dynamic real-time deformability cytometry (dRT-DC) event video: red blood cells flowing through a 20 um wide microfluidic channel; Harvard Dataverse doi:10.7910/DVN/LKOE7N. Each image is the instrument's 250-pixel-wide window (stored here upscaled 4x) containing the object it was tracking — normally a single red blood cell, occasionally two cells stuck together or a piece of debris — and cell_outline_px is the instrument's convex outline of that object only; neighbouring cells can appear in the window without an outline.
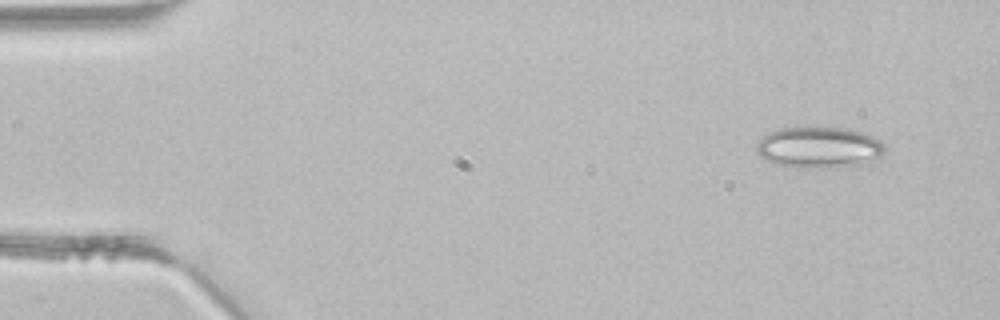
{"species": "common noctule bat (a hibernating species)", "species_latin": "Nyctalus noctula", "temperature_condition": "room temperature", "stored_images_in_passage": 3, "camera_frame_rate_fps": 3000, "um_per_image_px": 0.085, "animal": {"sex": "male", "body_mass_g": 21.5, "forearm_length_mm": 52.0}, "frame": {"image": 1, "passage_image": 1, "time_ms": 0.0, "image_size_px": [1000, 320], "cell_outline_px": [[884, 152], [880, 160], [860, 164], [836, 168], [796, 168], [776, 164], [760, 156], [756, 152], [756, 144], [768, 132], [780, 128], [848, 128], [864, 132], [880, 140], [884, 144]], "centroid_in_image_um": [69.66, 12.55], "position_along_channel_um": 15.3, "area_um2": 31.21}}